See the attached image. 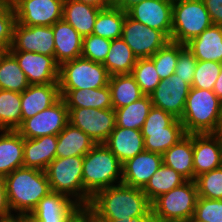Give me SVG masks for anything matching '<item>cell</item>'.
<instances>
[{
	"label": "cell",
	"mask_w": 222,
	"mask_h": 222,
	"mask_svg": "<svg viewBox=\"0 0 222 222\" xmlns=\"http://www.w3.org/2000/svg\"><path fill=\"white\" fill-rule=\"evenodd\" d=\"M89 206L95 216L105 222L143 216L152 210L151 202L142 189L122 183L98 191Z\"/></svg>",
	"instance_id": "1"
},
{
	"label": "cell",
	"mask_w": 222,
	"mask_h": 222,
	"mask_svg": "<svg viewBox=\"0 0 222 222\" xmlns=\"http://www.w3.org/2000/svg\"><path fill=\"white\" fill-rule=\"evenodd\" d=\"M84 205L100 190L122 183V164L104 143L96 144L82 165Z\"/></svg>",
	"instance_id": "2"
},
{
	"label": "cell",
	"mask_w": 222,
	"mask_h": 222,
	"mask_svg": "<svg viewBox=\"0 0 222 222\" xmlns=\"http://www.w3.org/2000/svg\"><path fill=\"white\" fill-rule=\"evenodd\" d=\"M6 190L13 214L31 213L50 191L45 171L20 167L5 176Z\"/></svg>",
	"instance_id": "3"
},
{
	"label": "cell",
	"mask_w": 222,
	"mask_h": 222,
	"mask_svg": "<svg viewBox=\"0 0 222 222\" xmlns=\"http://www.w3.org/2000/svg\"><path fill=\"white\" fill-rule=\"evenodd\" d=\"M179 120L186 134L218 133L222 124V101L213 90L190 87Z\"/></svg>",
	"instance_id": "4"
},
{
	"label": "cell",
	"mask_w": 222,
	"mask_h": 222,
	"mask_svg": "<svg viewBox=\"0 0 222 222\" xmlns=\"http://www.w3.org/2000/svg\"><path fill=\"white\" fill-rule=\"evenodd\" d=\"M141 133L145 150L159 154H163L187 135L178 118L154 106L142 126Z\"/></svg>",
	"instance_id": "5"
},
{
	"label": "cell",
	"mask_w": 222,
	"mask_h": 222,
	"mask_svg": "<svg viewBox=\"0 0 222 222\" xmlns=\"http://www.w3.org/2000/svg\"><path fill=\"white\" fill-rule=\"evenodd\" d=\"M212 25L203 0H173L170 41L186 45Z\"/></svg>",
	"instance_id": "6"
},
{
	"label": "cell",
	"mask_w": 222,
	"mask_h": 222,
	"mask_svg": "<svg viewBox=\"0 0 222 222\" xmlns=\"http://www.w3.org/2000/svg\"><path fill=\"white\" fill-rule=\"evenodd\" d=\"M84 156L56 157L46 168L50 189L84 205L82 165Z\"/></svg>",
	"instance_id": "7"
},
{
	"label": "cell",
	"mask_w": 222,
	"mask_h": 222,
	"mask_svg": "<svg viewBox=\"0 0 222 222\" xmlns=\"http://www.w3.org/2000/svg\"><path fill=\"white\" fill-rule=\"evenodd\" d=\"M110 75L102 63L79 57L59 68L60 89H96L109 83Z\"/></svg>",
	"instance_id": "8"
},
{
	"label": "cell",
	"mask_w": 222,
	"mask_h": 222,
	"mask_svg": "<svg viewBox=\"0 0 222 222\" xmlns=\"http://www.w3.org/2000/svg\"><path fill=\"white\" fill-rule=\"evenodd\" d=\"M198 199L194 180H187L181 186L173 188L156 198L152 211L158 221L192 219Z\"/></svg>",
	"instance_id": "9"
},
{
	"label": "cell",
	"mask_w": 222,
	"mask_h": 222,
	"mask_svg": "<svg viewBox=\"0 0 222 222\" xmlns=\"http://www.w3.org/2000/svg\"><path fill=\"white\" fill-rule=\"evenodd\" d=\"M69 123L91 137L96 144L104 143L116 126L115 110L68 108Z\"/></svg>",
	"instance_id": "10"
},
{
	"label": "cell",
	"mask_w": 222,
	"mask_h": 222,
	"mask_svg": "<svg viewBox=\"0 0 222 222\" xmlns=\"http://www.w3.org/2000/svg\"><path fill=\"white\" fill-rule=\"evenodd\" d=\"M68 123V108L61 97L49 108L25 119L16 131L24 138L34 139L46 135H58Z\"/></svg>",
	"instance_id": "11"
},
{
	"label": "cell",
	"mask_w": 222,
	"mask_h": 222,
	"mask_svg": "<svg viewBox=\"0 0 222 222\" xmlns=\"http://www.w3.org/2000/svg\"><path fill=\"white\" fill-rule=\"evenodd\" d=\"M121 38L137 59L150 58L170 41L163 32L137 22L128 15L123 23Z\"/></svg>",
	"instance_id": "12"
},
{
	"label": "cell",
	"mask_w": 222,
	"mask_h": 222,
	"mask_svg": "<svg viewBox=\"0 0 222 222\" xmlns=\"http://www.w3.org/2000/svg\"><path fill=\"white\" fill-rule=\"evenodd\" d=\"M16 22L26 26H53L62 19L64 0H11Z\"/></svg>",
	"instance_id": "13"
},
{
	"label": "cell",
	"mask_w": 222,
	"mask_h": 222,
	"mask_svg": "<svg viewBox=\"0 0 222 222\" xmlns=\"http://www.w3.org/2000/svg\"><path fill=\"white\" fill-rule=\"evenodd\" d=\"M52 26H26L15 23L13 40L8 51H25L54 57Z\"/></svg>",
	"instance_id": "14"
},
{
	"label": "cell",
	"mask_w": 222,
	"mask_h": 222,
	"mask_svg": "<svg viewBox=\"0 0 222 222\" xmlns=\"http://www.w3.org/2000/svg\"><path fill=\"white\" fill-rule=\"evenodd\" d=\"M190 85L176 74L160 81L149 95L154 107L160 108L180 119L186 105Z\"/></svg>",
	"instance_id": "15"
},
{
	"label": "cell",
	"mask_w": 222,
	"mask_h": 222,
	"mask_svg": "<svg viewBox=\"0 0 222 222\" xmlns=\"http://www.w3.org/2000/svg\"><path fill=\"white\" fill-rule=\"evenodd\" d=\"M18 62L30 85L59 83L60 65L53 56L25 51H9Z\"/></svg>",
	"instance_id": "16"
},
{
	"label": "cell",
	"mask_w": 222,
	"mask_h": 222,
	"mask_svg": "<svg viewBox=\"0 0 222 222\" xmlns=\"http://www.w3.org/2000/svg\"><path fill=\"white\" fill-rule=\"evenodd\" d=\"M172 7L173 0H144L132 6L127 15L137 22L163 32L170 39Z\"/></svg>",
	"instance_id": "17"
},
{
	"label": "cell",
	"mask_w": 222,
	"mask_h": 222,
	"mask_svg": "<svg viewBox=\"0 0 222 222\" xmlns=\"http://www.w3.org/2000/svg\"><path fill=\"white\" fill-rule=\"evenodd\" d=\"M194 180L222 166V139L218 133L193 134Z\"/></svg>",
	"instance_id": "18"
},
{
	"label": "cell",
	"mask_w": 222,
	"mask_h": 222,
	"mask_svg": "<svg viewBox=\"0 0 222 222\" xmlns=\"http://www.w3.org/2000/svg\"><path fill=\"white\" fill-rule=\"evenodd\" d=\"M162 164V154L144 150L122 164V184L143 189Z\"/></svg>",
	"instance_id": "19"
},
{
	"label": "cell",
	"mask_w": 222,
	"mask_h": 222,
	"mask_svg": "<svg viewBox=\"0 0 222 222\" xmlns=\"http://www.w3.org/2000/svg\"><path fill=\"white\" fill-rule=\"evenodd\" d=\"M61 98L59 83L32 84L21 93L22 122Z\"/></svg>",
	"instance_id": "20"
},
{
	"label": "cell",
	"mask_w": 222,
	"mask_h": 222,
	"mask_svg": "<svg viewBox=\"0 0 222 222\" xmlns=\"http://www.w3.org/2000/svg\"><path fill=\"white\" fill-rule=\"evenodd\" d=\"M52 28L55 61L61 65L66 61L81 57L83 37L77 30L63 19L57 21Z\"/></svg>",
	"instance_id": "21"
},
{
	"label": "cell",
	"mask_w": 222,
	"mask_h": 222,
	"mask_svg": "<svg viewBox=\"0 0 222 222\" xmlns=\"http://www.w3.org/2000/svg\"><path fill=\"white\" fill-rule=\"evenodd\" d=\"M121 164L145 150L141 130L115 126L104 142Z\"/></svg>",
	"instance_id": "22"
},
{
	"label": "cell",
	"mask_w": 222,
	"mask_h": 222,
	"mask_svg": "<svg viewBox=\"0 0 222 222\" xmlns=\"http://www.w3.org/2000/svg\"><path fill=\"white\" fill-rule=\"evenodd\" d=\"M79 206L68 196L50 191L38 202L31 214L40 222H66Z\"/></svg>",
	"instance_id": "23"
},
{
	"label": "cell",
	"mask_w": 222,
	"mask_h": 222,
	"mask_svg": "<svg viewBox=\"0 0 222 222\" xmlns=\"http://www.w3.org/2000/svg\"><path fill=\"white\" fill-rule=\"evenodd\" d=\"M57 135H46L34 139L24 138L23 167L45 171L56 158Z\"/></svg>",
	"instance_id": "24"
},
{
	"label": "cell",
	"mask_w": 222,
	"mask_h": 222,
	"mask_svg": "<svg viewBox=\"0 0 222 222\" xmlns=\"http://www.w3.org/2000/svg\"><path fill=\"white\" fill-rule=\"evenodd\" d=\"M199 61L222 63V26L212 25L186 44Z\"/></svg>",
	"instance_id": "25"
},
{
	"label": "cell",
	"mask_w": 222,
	"mask_h": 222,
	"mask_svg": "<svg viewBox=\"0 0 222 222\" xmlns=\"http://www.w3.org/2000/svg\"><path fill=\"white\" fill-rule=\"evenodd\" d=\"M67 108H113L109 86L96 89H60Z\"/></svg>",
	"instance_id": "26"
},
{
	"label": "cell",
	"mask_w": 222,
	"mask_h": 222,
	"mask_svg": "<svg viewBox=\"0 0 222 222\" xmlns=\"http://www.w3.org/2000/svg\"><path fill=\"white\" fill-rule=\"evenodd\" d=\"M24 137L16 130H0V175L23 167Z\"/></svg>",
	"instance_id": "27"
},
{
	"label": "cell",
	"mask_w": 222,
	"mask_h": 222,
	"mask_svg": "<svg viewBox=\"0 0 222 222\" xmlns=\"http://www.w3.org/2000/svg\"><path fill=\"white\" fill-rule=\"evenodd\" d=\"M101 9L76 0H64L62 19L72 25L82 37H86L92 34Z\"/></svg>",
	"instance_id": "28"
},
{
	"label": "cell",
	"mask_w": 222,
	"mask_h": 222,
	"mask_svg": "<svg viewBox=\"0 0 222 222\" xmlns=\"http://www.w3.org/2000/svg\"><path fill=\"white\" fill-rule=\"evenodd\" d=\"M162 161L186 180H194L193 134H187L162 154Z\"/></svg>",
	"instance_id": "29"
},
{
	"label": "cell",
	"mask_w": 222,
	"mask_h": 222,
	"mask_svg": "<svg viewBox=\"0 0 222 222\" xmlns=\"http://www.w3.org/2000/svg\"><path fill=\"white\" fill-rule=\"evenodd\" d=\"M95 145L91 137L68 123L57 135L56 157L85 156Z\"/></svg>",
	"instance_id": "30"
},
{
	"label": "cell",
	"mask_w": 222,
	"mask_h": 222,
	"mask_svg": "<svg viewBox=\"0 0 222 222\" xmlns=\"http://www.w3.org/2000/svg\"><path fill=\"white\" fill-rule=\"evenodd\" d=\"M108 86L111 92L113 109L128 106L144 96L131 74L110 76Z\"/></svg>",
	"instance_id": "31"
},
{
	"label": "cell",
	"mask_w": 222,
	"mask_h": 222,
	"mask_svg": "<svg viewBox=\"0 0 222 222\" xmlns=\"http://www.w3.org/2000/svg\"><path fill=\"white\" fill-rule=\"evenodd\" d=\"M136 61L137 57L130 47L122 38H119L111 41V46L103 65L110 76L131 74Z\"/></svg>",
	"instance_id": "32"
},
{
	"label": "cell",
	"mask_w": 222,
	"mask_h": 222,
	"mask_svg": "<svg viewBox=\"0 0 222 222\" xmlns=\"http://www.w3.org/2000/svg\"><path fill=\"white\" fill-rule=\"evenodd\" d=\"M30 84L16 58L8 51H0V89L22 93Z\"/></svg>",
	"instance_id": "33"
},
{
	"label": "cell",
	"mask_w": 222,
	"mask_h": 222,
	"mask_svg": "<svg viewBox=\"0 0 222 222\" xmlns=\"http://www.w3.org/2000/svg\"><path fill=\"white\" fill-rule=\"evenodd\" d=\"M187 180L171 167L162 164L142 189L152 203L159 196L181 186Z\"/></svg>",
	"instance_id": "34"
},
{
	"label": "cell",
	"mask_w": 222,
	"mask_h": 222,
	"mask_svg": "<svg viewBox=\"0 0 222 222\" xmlns=\"http://www.w3.org/2000/svg\"><path fill=\"white\" fill-rule=\"evenodd\" d=\"M126 15L127 12L113 5L101 9L97 15L92 34L111 41L121 38Z\"/></svg>",
	"instance_id": "35"
},
{
	"label": "cell",
	"mask_w": 222,
	"mask_h": 222,
	"mask_svg": "<svg viewBox=\"0 0 222 222\" xmlns=\"http://www.w3.org/2000/svg\"><path fill=\"white\" fill-rule=\"evenodd\" d=\"M152 107L150 96L144 95L128 106L114 109L116 126L141 130Z\"/></svg>",
	"instance_id": "36"
},
{
	"label": "cell",
	"mask_w": 222,
	"mask_h": 222,
	"mask_svg": "<svg viewBox=\"0 0 222 222\" xmlns=\"http://www.w3.org/2000/svg\"><path fill=\"white\" fill-rule=\"evenodd\" d=\"M21 113V93L0 89V130H17Z\"/></svg>",
	"instance_id": "37"
},
{
	"label": "cell",
	"mask_w": 222,
	"mask_h": 222,
	"mask_svg": "<svg viewBox=\"0 0 222 222\" xmlns=\"http://www.w3.org/2000/svg\"><path fill=\"white\" fill-rule=\"evenodd\" d=\"M186 45L169 41L159 49L150 59L154 62L156 71L161 80L169 78L175 71L179 52Z\"/></svg>",
	"instance_id": "38"
},
{
	"label": "cell",
	"mask_w": 222,
	"mask_h": 222,
	"mask_svg": "<svg viewBox=\"0 0 222 222\" xmlns=\"http://www.w3.org/2000/svg\"><path fill=\"white\" fill-rule=\"evenodd\" d=\"M131 75L136 80L142 93L148 96L156 89L161 81L154 62L150 58H138L132 68Z\"/></svg>",
	"instance_id": "39"
},
{
	"label": "cell",
	"mask_w": 222,
	"mask_h": 222,
	"mask_svg": "<svg viewBox=\"0 0 222 222\" xmlns=\"http://www.w3.org/2000/svg\"><path fill=\"white\" fill-rule=\"evenodd\" d=\"M198 197L222 199V166L195 178Z\"/></svg>",
	"instance_id": "40"
},
{
	"label": "cell",
	"mask_w": 222,
	"mask_h": 222,
	"mask_svg": "<svg viewBox=\"0 0 222 222\" xmlns=\"http://www.w3.org/2000/svg\"><path fill=\"white\" fill-rule=\"evenodd\" d=\"M221 68L222 63L197 60L191 87L197 89L213 90Z\"/></svg>",
	"instance_id": "41"
},
{
	"label": "cell",
	"mask_w": 222,
	"mask_h": 222,
	"mask_svg": "<svg viewBox=\"0 0 222 222\" xmlns=\"http://www.w3.org/2000/svg\"><path fill=\"white\" fill-rule=\"evenodd\" d=\"M15 23L11 0H0V51H6L11 47Z\"/></svg>",
	"instance_id": "42"
},
{
	"label": "cell",
	"mask_w": 222,
	"mask_h": 222,
	"mask_svg": "<svg viewBox=\"0 0 222 222\" xmlns=\"http://www.w3.org/2000/svg\"><path fill=\"white\" fill-rule=\"evenodd\" d=\"M111 46V40L93 34L83 37L81 57L97 63H104Z\"/></svg>",
	"instance_id": "43"
},
{
	"label": "cell",
	"mask_w": 222,
	"mask_h": 222,
	"mask_svg": "<svg viewBox=\"0 0 222 222\" xmlns=\"http://www.w3.org/2000/svg\"><path fill=\"white\" fill-rule=\"evenodd\" d=\"M193 222H222V199L198 197Z\"/></svg>",
	"instance_id": "44"
},
{
	"label": "cell",
	"mask_w": 222,
	"mask_h": 222,
	"mask_svg": "<svg viewBox=\"0 0 222 222\" xmlns=\"http://www.w3.org/2000/svg\"><path fill=\"white\" fill-rule=\"evenodd\" d=\"M197 59L193 56L192 52L185 46L180 52L177 60L174 74L186 81L192 86Z\"/></svg>",
	"instance_id": "45"
},
{
	"label": "cell",
	"mask_w": 222,
	"mask_h": 222,
	"mask_svg": "<svg viewBox=\"0 0 222 222\" xmlns=\"http://www.w3.org/2000/svg\"><path fill=\"white\" fill-rule=\"evenodd\" d=\"M13 215L8 201L5 176L0 175V220L13 217Z\"/></svg>",
	"instance_id": "46"
},
{
	"label": "cell",
	"mask_w": 222,
	"mask_h": 222,
	"mask_svg": "<svg viewBox=\"0 0 222 222\" xmlns=\"http://www.w3.org/2000/svg\"><path fill=\"white\" fill-rule=\"evenodd\" d=\"M213 25L222 26V0H203Z\"/></svg>",
	"instance_id": "47"
},
{
	"label": "cell",
	"mask_w": 222,
	"mask_h": 222,
	"mask_svg": "<svg viewBox=\"0 0 222 222\" xmlns=\"http://www.w3.org/2000/svg\"><path fill=\"white\" fill-rule=\"evenodd\" d=\"M66 222H91V207L89 205H80Z\"/></svg>",
	"instance_id": "48"
},
{
	"label": "cell",
	"mask_w": 222,
	"mask_h": 222,
	"mask_svg": "<svg viewBox=\"0 0 222 222\" xmlns=\"http://www.w3.org/2000/svg\"><path fill=\"white\" fill-rule=\"evenodd\" d=\"M112 222H158V219L155 217L153 211L151 210L148 214H145L143 216H137L128 219H119V220H113Z\"/></svg>",
	"instance_id": "49"
},
{
	"label": "cell",
	"mask_w": 222,
	"mask_h": 222,
	"mask_svg": "<svg viewBox=\"0 0 222 222\" xmlns=\"http://www.w3.org/2000/svg\"><path fill=\"white\" fill-rule=\"evenodd\" d=\"M144 0H115L113 6L120 8L124 12H127L132 6L143 2Z\"/></svg>",
	"instance_id": "50"
},
{
	"label": "cell",
	"mask_w": 222,
	"mask_h": 222,
	"mask_svg": "<svg viewBox=\"0 0 222 222\" xmlns=\"http://www.w3.org/2000/svg\"><path fill=\"white\" fill-rule=\"evenodd\" d=\"M76 1L90 4L102 9L108 8L113 5V3L110 0H76Z\"/></svg>",
	"instance_id": "51"
},
{
	"label": "cell",
	"mask_w": 222,
	"mask_h": 222,
	"mask_svg": "<svg viewBox=\"0 0 222 222\" xmlns=\"http://www.w3.org/2000/svg\"><path fill=\"white\" fill-rule=\"evenodd\" d=\"M13 217L18 222H40L35 216H33L31 213H19L14 214Z\"/></svg>",
	"instance_id": "52"
},
{
	"label": "cell",
	"mask_w": 222,
	"mask_h": 222,
	"mask_svg": "<svg viewBox=\"0 0 222 222\" xmlns=\"http://www.w3.org/2000/svg\"><path fill=\"white\" fill-rule=\"evenodd\" d=\"M213 92L222 101V68H221L220 74L214 84Z\"/></svg>",
	"instance_id": "53"
},
{
	"label": "cell",
	"mask_w": 222,
	"mask_h": 222,
	"mask_svg": "<svg viewBox=\"0 0 222 222\" xmlns=\"http://www.w3.org/2000/svg\"><path fill=\"white\" fill-rule=\"evenodd\" d=\"M91 222H105L101 219H99L97 216H95V213L93 209L91 208Z\"/></svg>",
	"instance_id": "54"
},
{
	"label": "cell",
	"mask_w": 222,
	"mask_h": 222,
	"mask_svg": "<svg viewBox=\"0 0 222 222\" xmlns=\"http://www.w3.org/2000/svg\"><path fill=\"white\" fill-rule=\"evenodd\" d=\"M158 222H193L192 219H184V220H169V221H158Z\"/></svg>",
	"instance_id": "55"
},
{
	"label": "cell",
	"mask_w": 222,
	"mask_h": 222,
	"mask_svg": "<svg viewBox=\"0 0 222 222\" xmlns=\"http://www.w3.org/2000/svg\"><path fill=\"white\" fill-rule=\"evenodd\" d=\"M0 222H18L14 217H10L7 219H1Z\"/></svg>",
	"instance_id": "56"
},
{
	"label": "cell",
	"mask_w": 222,
	"mask_h": 222,
	"mask_svg": "<svg viewBox=\"0 0 222 222\" xmlns=\"http://www.w3.org/2000/svg\"><path fill=\"white\" fill-rule=\"evenodd\" d=\"M218 134L220 135V137L222 139V126L220 127V130H219Z\"/></svg>",
	"instance_id": "57"
}]
</instances>
